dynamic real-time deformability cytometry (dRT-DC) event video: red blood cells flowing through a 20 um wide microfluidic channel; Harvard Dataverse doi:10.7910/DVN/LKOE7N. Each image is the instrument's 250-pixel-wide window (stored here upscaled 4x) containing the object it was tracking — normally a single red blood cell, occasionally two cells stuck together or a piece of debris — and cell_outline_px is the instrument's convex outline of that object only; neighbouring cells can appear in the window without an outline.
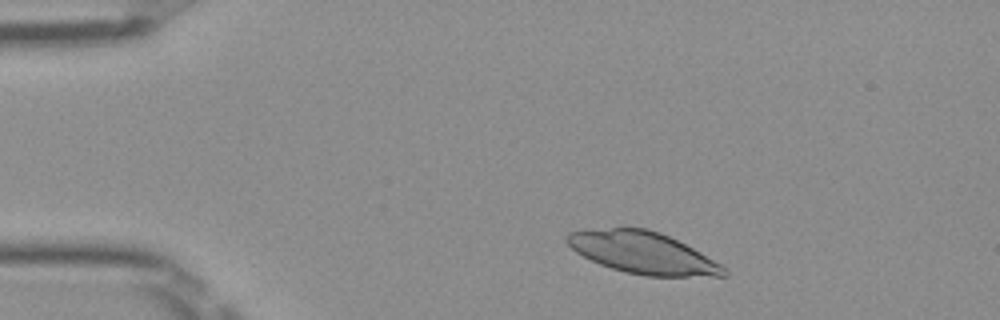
{"species": "Egyptian fruit bat (a non-hibernating species)", "species_latin": "Rousettus aegyptiacus", "temperature_condition": "room temperature", "stored_images_in_passage": 43, "camera_frame_rate_fps": 3000, "um_per_image_px": 0.085, "frame": {"image": 1, "passage_image": 1, "time_ms": 0.0, "image_size_px": [1000, 320], "cell_outline_px": [[728, 276], [644, 276], [624, 272], [600, 264], [576, 252], [564, 240], [564, 236], [568, 232], [612, 228], [648, 228], [660, 232], [700, 252], [728, 268]], "centroid_in_image_um": [54.66, 21.49], "position_along_channel_um": 30.3, "area_um2": 37.97}}
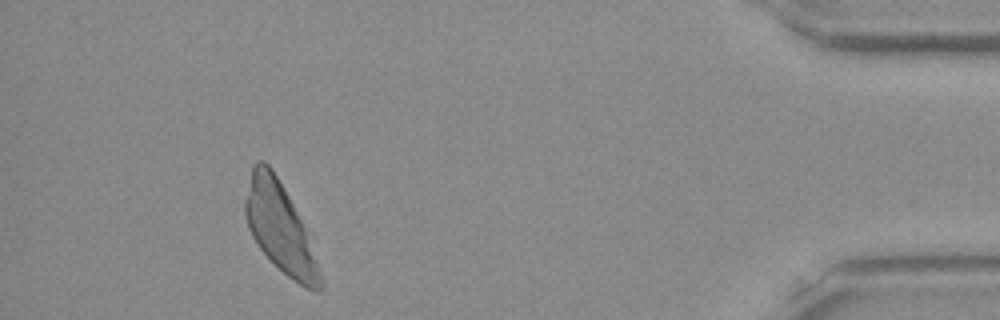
{"frame": {"image": 2, "passage_image": 39, "time_ms": 12.667, "image_size_px": [1000, 320], "cell_outline_px": [[324, 288], [320, 292], [316, 292], [300, 284], [288, 276], [260, 248], [252, 236], [248, 228], [244, 216], [244, 200], [252, 164], [256, 160], [264, 160], [272, 168], [284, 188], [304, 228], [324, 284]], "centroid_in_image_um": [23.74, 19.31], "position_along_channel_um": 411.5, "area_um2": 38.09}}